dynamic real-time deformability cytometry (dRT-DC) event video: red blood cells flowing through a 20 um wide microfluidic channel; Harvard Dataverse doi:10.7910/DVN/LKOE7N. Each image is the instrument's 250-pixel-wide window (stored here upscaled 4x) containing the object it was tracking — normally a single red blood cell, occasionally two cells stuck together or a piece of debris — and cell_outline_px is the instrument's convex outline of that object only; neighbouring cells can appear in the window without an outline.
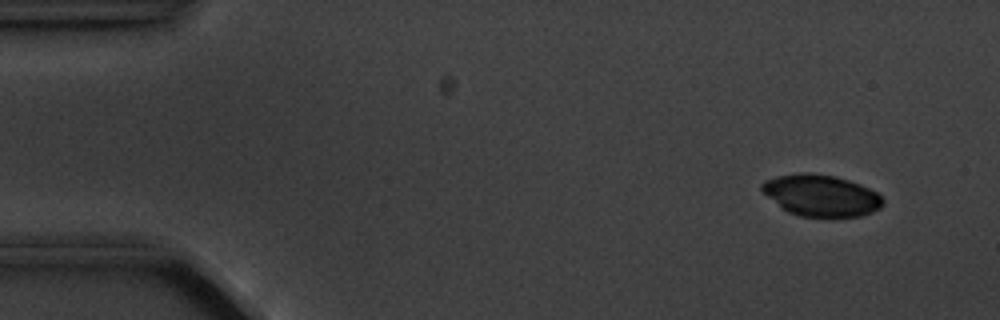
{"species": "common noctule bat (a hibernating species)", "species_latin": "Nyctalus noctula", "temperature_condition": "cold", "stored_images_in_passage": 2, "camera_frame_rate_fps": 3000, "um_per_image_px": 0.085, "animal": {"sex": "male", "body_mass_g": 20.1, "forearm_length_mm": 53.5}, "frame": {"image": 1, "passage_image": 2, "time_ms": 12.333, "image_size_px": [1000, 320], "cell_outline_px": [[884, 204], [880, 208], [872, 212], [860, 216], [832, 220], [800, 216], [788, 212], [780, 208], [760, 188], [760, 184], [764, 180], [776, 176], [800, 172], [812, 172], [836, 176], [860, 184], [876, 192], [884, 200]], "centroid_in_image_um": [69.79, 16.65], "position_along_channel_um": 15.2, "area_um2": 30.23}}